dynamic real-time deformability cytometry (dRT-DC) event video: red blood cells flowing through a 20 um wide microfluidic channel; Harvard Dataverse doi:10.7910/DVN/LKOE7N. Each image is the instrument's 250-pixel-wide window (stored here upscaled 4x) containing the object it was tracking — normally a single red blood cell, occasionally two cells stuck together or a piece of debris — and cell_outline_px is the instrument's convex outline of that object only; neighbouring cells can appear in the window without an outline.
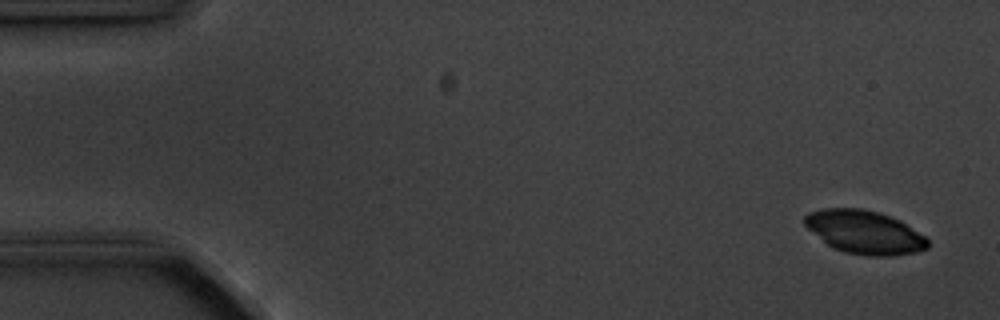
{"species": "common noctule bat (a hibernating species)", "species_latin": "Nyctalus noctula", "temperature_condition": "cold", "stored_images_in_passage": 6, "camera_frame_rate_fps": 3000, "um_per_image_px": 0.085, "animal": {"sex": "male", "body_mass_g": 20.1, "forearm_length_mm": 53.5}, "frame": {"image": 1, "passage_image": 1, "time_ms": 0.0, "image_size_px": [1000, 320], "cell_outline_px": [[928, 248], [916, 252], [888, 256], [864, 256], [844, 252], [832, 248], [808, 228], [804, 224], [804, 216], [808, 212], [824, 208], [864, 208], [900, 220], [924, 236], [928, 240]], "centroid_in_image_um": [73.46, 19.73], "position_along_channel_um": 11.5, "area_um2": 30.98}}